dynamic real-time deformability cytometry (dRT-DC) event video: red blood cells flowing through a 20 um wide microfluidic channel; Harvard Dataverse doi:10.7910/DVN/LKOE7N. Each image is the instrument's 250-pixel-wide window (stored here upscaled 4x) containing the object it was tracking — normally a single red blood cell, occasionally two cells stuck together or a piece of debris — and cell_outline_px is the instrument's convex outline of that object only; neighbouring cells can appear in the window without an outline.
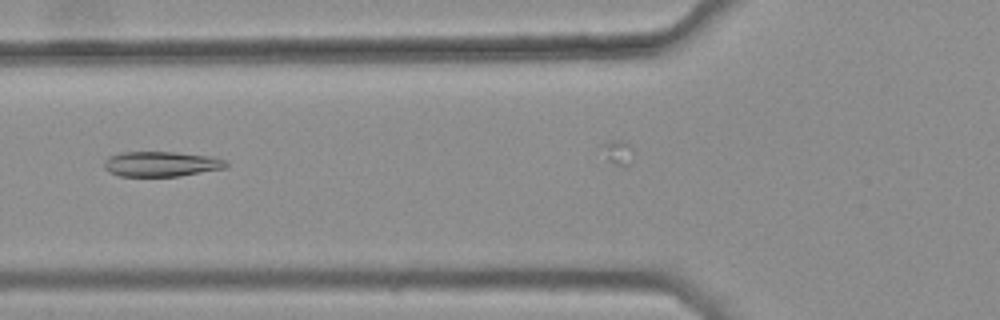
{"species": "common noctule bat (a hibernating species)", "species_latin": "Nyctalus noctula", "temperature_condition": "warm", "stored_images_in_passage": 5, "camera_frame_rate_fps": 3000, "um_per_image_px": 0.085, "animal": {"sex": "female", "body_mass_g": 25.1}, "frame": {"image": 1, "passage_image": 5, "time_ms": 1.333, "image_size_px": [1000, 320], "cell_outline_px": [[228, 164], [224, 168], [180, 176], [120, 176], [108, 172], [104, 168], [104, 160], [108, 156], [120, 152], [176, 152], [212, 156], [228, 160]], "centroid_in_image_um": [13.69, 13.93], "position_along_channel_um": 112.1, "area_um2": 18.03}}